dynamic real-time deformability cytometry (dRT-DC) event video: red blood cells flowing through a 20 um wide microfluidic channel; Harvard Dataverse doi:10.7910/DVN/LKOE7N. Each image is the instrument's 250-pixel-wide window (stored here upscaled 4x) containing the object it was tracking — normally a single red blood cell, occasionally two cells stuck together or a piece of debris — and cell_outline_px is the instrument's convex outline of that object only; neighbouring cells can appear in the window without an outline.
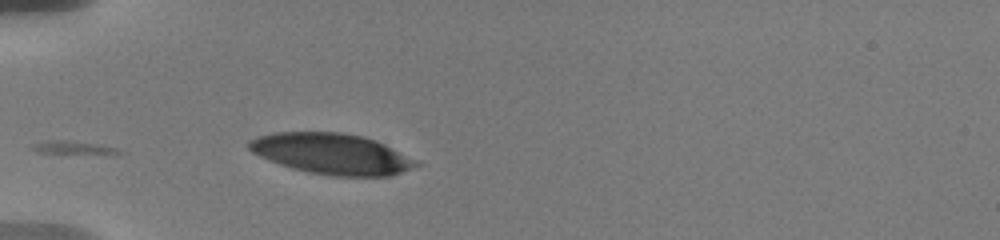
{"species": "human", "species_latin": "Homo sapiens", "temperature_condition": "warm", "stored_images_in_passage": 25, "camera_frame_rate_fps": 3000, "um_per_image_px": 0.085, "donor": {"sex": "male"}, "frame": {"image": 1, "passage_image": 1, "time_ms": 0.0, "image_size_px": [1000, 240], "cell_outline_px": [[424, 164], [388, 176], [332, 176], [308, 172], [292, 168], [268, 160], [252, 152], [248, 148], [248, 140], [256, 136], [272, 132], [340, 132], [364, 136], [376, 140]], "centroid_in_image_um": [28.17, 13.06], "position_along_channel_um": 56.8, "area_um2": 39.82}}
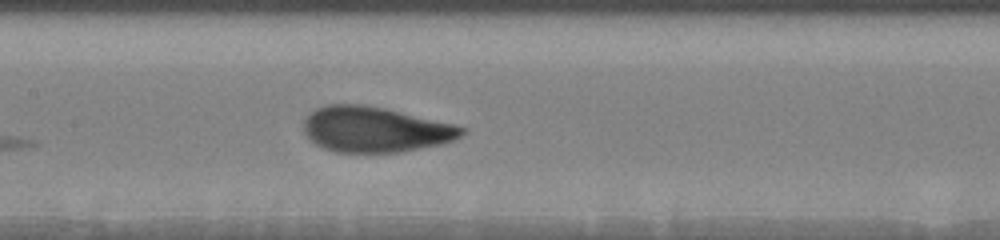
{"frame": {"image": 2, "passage_image": 11, "time_ms": 3.667, "image_size_px": [1000, 240], "cell_outline_px": [[468, 128], [460, 136], [452, 140], [440, 144], [400, 152], [336, 152], [324, 148], [308, 140], [304, 132], [304, 120], [308, 112], [316, 108], [328, 104], [364, 104], [384, 108], [452, 124]], "centroid_in_image_um": [31.82, 11.0], "position_along_channel_um": 175.6, "area_um2": 41.73}}
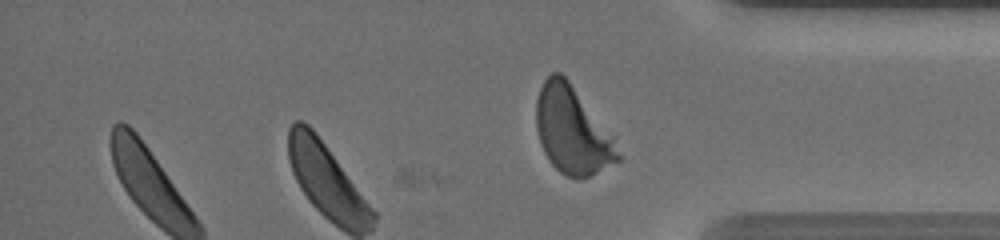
{"frame": {"image": 3, "passage_image": 25, "time_ms": 9.667, "image_size_px": [1000, 240], "cell_outline_px": [[620, 160], [580, 180], [576, 180], [560, 172], [552, 164], [544, 152], [540, 144], [536, 128], [536, 100], [540, 88], [544, 80], [552, 72], [560, 72], [568, 80], [612, 140], [620, 156]], "centroid_in_image_um": [48.55, 11.11], "position_along_channel_um": 386.6, "area_um2": 40.11}, "authors_computed_cell_mechanics": {"area_um2": 41.7316, "velocity_mm_per_s": 3.6034, "shape_relaxation_time_tau1_ms": 3.1858, "shape_relaxation_time_tau2_ms": null, "deformation_change_tau1": 0.1665, "deformation_change_tau2": null}}